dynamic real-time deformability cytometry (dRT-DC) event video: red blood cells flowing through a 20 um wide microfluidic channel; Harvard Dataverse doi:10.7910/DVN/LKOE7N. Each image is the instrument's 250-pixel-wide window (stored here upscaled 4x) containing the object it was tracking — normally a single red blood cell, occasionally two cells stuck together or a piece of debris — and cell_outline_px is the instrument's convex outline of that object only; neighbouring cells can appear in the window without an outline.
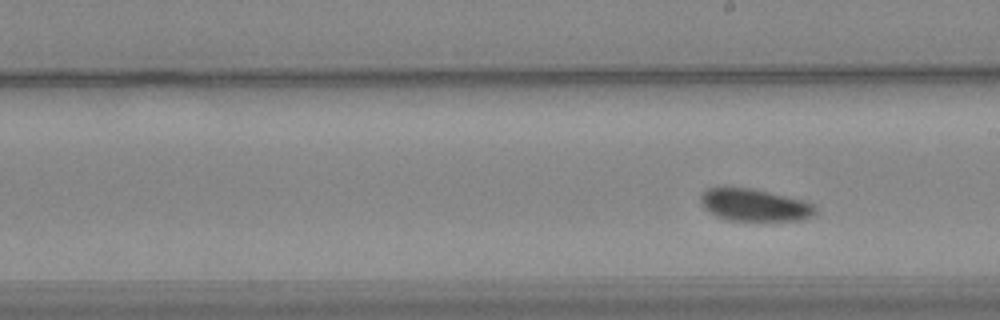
{"species": "common noctule bat (a hibernating species)", "species_latin": "Nyctalus noctula", "temperature_condition": "warm", "stored_images_in_passage": 30, "segment_of_instrument_passage": [2, 2], "camera_frame_rate_fps": 3000, "um_per_image_px": 0.085, "animal": {"sex": "female", "body_mass_g": 24.6, "forearm_length_mm": 56.2}, "frame": {"image": 1, "passage_image": 30, "time_ms": 9.667, "image_size_px": [1000, 320], "cell_outline_px": [[816, 212], [812, 216], [800, 220], [728, 220], [716, 216], [704, 208], [700, 204], [700, 196], [708, 188], [752, 188], [804, 200], [812, 204], [816, 208]], "centroid_in_image_um": [64.12, 17.43], "position_along_channel_um": 224.9, "area_um2": 21.39}}